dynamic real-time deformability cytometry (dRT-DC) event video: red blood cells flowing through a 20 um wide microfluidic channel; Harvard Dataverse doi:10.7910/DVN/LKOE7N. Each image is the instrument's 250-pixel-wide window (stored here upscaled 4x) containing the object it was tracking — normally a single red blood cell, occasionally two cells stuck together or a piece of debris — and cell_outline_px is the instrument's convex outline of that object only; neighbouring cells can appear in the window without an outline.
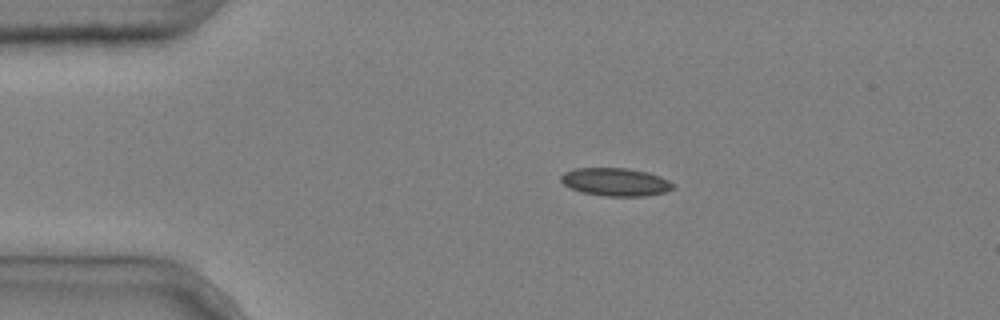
{"species": "common noctule bat (a hibernating species)", "species_latin": "Nyctalus noctula", "temperature_condition": "cold", "stored_images_in_passage": 11, "camera_frame_rate_fps": 3000, "um_per_image_px": 0.085, "animal": {"sex": "male", "body_mass_g": 20.4}, "frame": {"image": 1, "passage_image": 1, "time_ms": 0.0, "image_size_px": [1000, 320], "cell_outline_px": [[676, 188], [664, 192], [644, 196], [608, 196], [584, 192], [572, 188], [564, 184], [560, 180], [560, 176], [564, 172], [576, 168], [628, 168], [648, 172], [660, 176], [668, 180]], "centroid_in_image_um": [52.34, 15.45], "position_along_channel_um": 32.7, "area_um2": 18.15}}
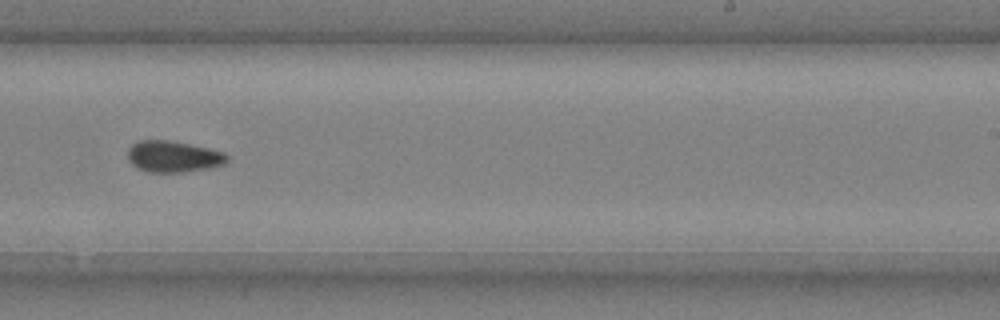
{"frame": {"image": 2, "passage_image": 7, "time_ms": 2.0, "image_size_px": [1000, 320], "cell_outline_px": [[228, 160], [224, 164], [212, 168], [180, 172], [148, 172], [136, 168], [128, 160], [128, 148], [132, 144], [140, 140], [168, 140], [208, 148], [224, 152], [228, 156]], "centroid_in_image_um": [14.72, 13.31], "position_along_channel_um": 274.3, "area_um2": 18.21}}
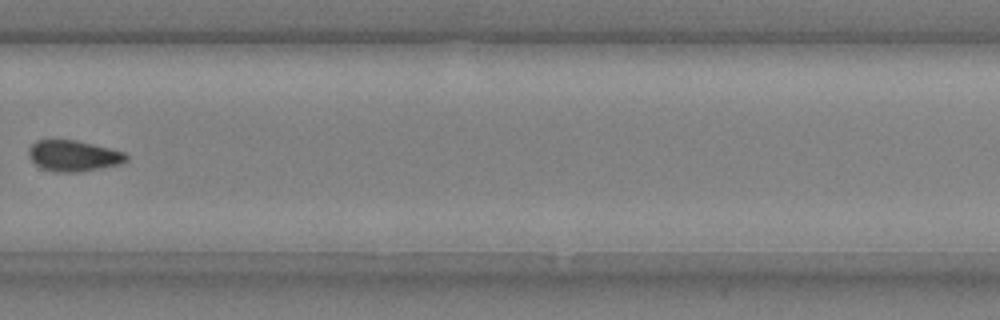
{"frame": {"image": 3, "passage_image": 8, "time_ms": 2.333, "image_size_px": [1000, 320], "cell_outline_px": [[128, 160], [120, 164], [80, 172], [56, 172], [40, 168], [28, 156], [28, 148], [36, 140], [76, 140], [124, 152], [128, 156]], "centroid_in_image_um": [6.22, 13.25], "position_along_channel_um": 323.6, "area_um2": 17.57}}